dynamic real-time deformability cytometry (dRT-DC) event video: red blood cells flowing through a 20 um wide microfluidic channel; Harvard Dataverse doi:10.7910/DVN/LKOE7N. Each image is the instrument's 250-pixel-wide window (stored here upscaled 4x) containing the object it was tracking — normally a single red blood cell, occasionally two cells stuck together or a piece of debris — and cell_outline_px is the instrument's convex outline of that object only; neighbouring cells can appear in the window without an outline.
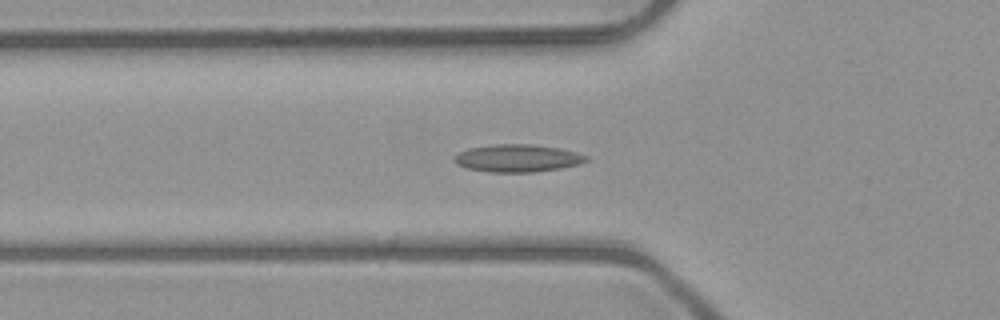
{"species": "common noctule bat (a hibernating species)", "species_latin": "Nyctalus noctula", "temperature_condition": "room temperature", "stored_images_in_passage": 42, "camera_frame_rate_fps": 3000, "um_per_image_px": 0.085, "animal": {"sex": "male", "body_mass_g": 23.1, "forearm_length_mm": 52.7}, "frame": {"image": 1, "passage_image": 12, "time_ms": 3.667, "image_size_px": [1000, 320], "cell_outline_px": [[588, 160], [580, 164], [560, 168], [536, 172], [488, 172], [468, 168], [456, 164], [452, 160], [460, 152], [468, 148], [492, 144], [532, 144], [560, 148], [576, 152], [588, 156]], "centroid_in_image_um": [44.0, 13.44], "position_along_channel_um": 81.8, "area_um2": 21.27}}
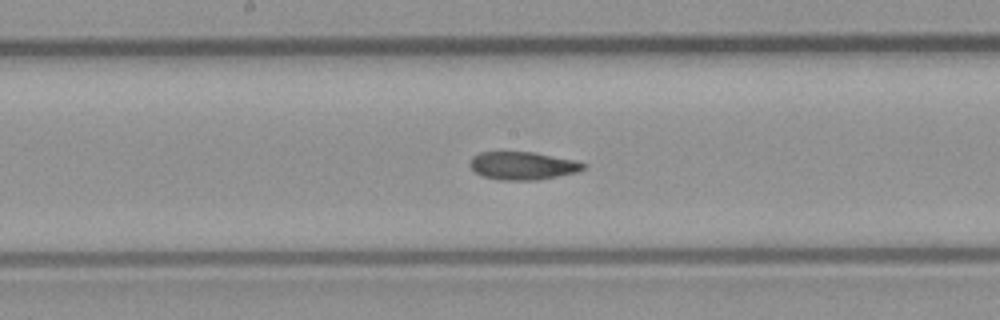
{"frame": {"image": 2, "passage_image": 21, "time_ms": 6.667, "image_size_px": [1000, 320], "cell_outline_px": [[588, 164], [584, 168], [576, 172], [536, 180], [500, 180], [484, 176], [476, 172], [468, 164], [472, 156], [480, 152], [532, 152], [572, 160]], "centroid_in_image_um": [44.39, 14.08], "position_along_channel_um": 203.8, "area_um2": 18.21}}
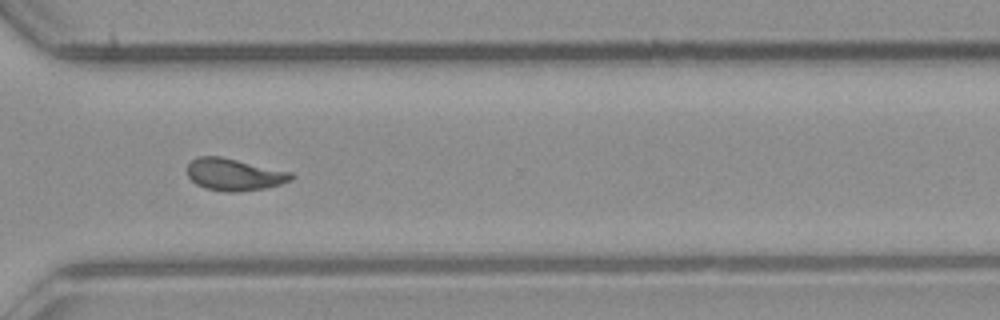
{"frame": {"image": 3, "passage_image": 32, "time_ms": 10.333, "image_size_px": [1000, 320], "cell_outline_px": [[296, 176], [292, 180], [280, 184], [264, 188], [240, 192], [224, 192], [204, 188], [196, 184], [188, 176], [188, 164], [192, 160], [200, 156], [220, 156], [292, 172]], "centroid_in_image_um": [19.92, 14.84], "position_along_channel_um": 350.7, "area_um2": 19.48}, "authors_computed_cell_mechanics": {"area_um2": 18.8139, "velocity_mm_per_s": 4.024, "shape_relaxation_time_tau1_ms": null, "shape_relaxation_time_tau2_ms": 2.9958, "deformation_change_tau1": null, "deformation_change_tau2": 0.0868}}